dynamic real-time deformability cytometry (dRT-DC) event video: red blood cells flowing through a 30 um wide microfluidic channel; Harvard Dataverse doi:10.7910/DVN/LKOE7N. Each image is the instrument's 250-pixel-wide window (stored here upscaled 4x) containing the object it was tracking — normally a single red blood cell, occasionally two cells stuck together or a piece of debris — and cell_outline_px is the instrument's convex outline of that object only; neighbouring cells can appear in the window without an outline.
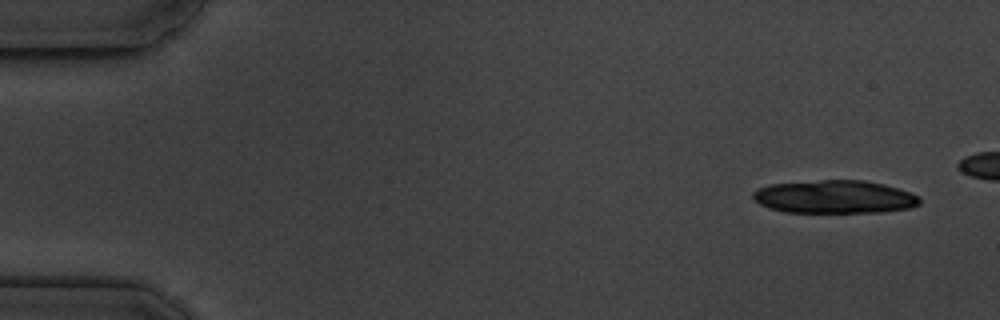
{"species": "common noctule bat (a hibernating species)", "species_latin": "Nyctalus noctula", "temperature_condition": "cold", "stored_images_in_passage": 7, "camera_frame_rate_fps": 3000, "um_per_image_px": 0.085, "animal": {"sex": "male", "body_mass_g": 19.5, "forearm_length_mm": 54.6}, "frame": {"image": 1, "passage_image": 1, "time_ms": 0.0, "image_size_px": [1000, 320], "cell_outline_px": [[920, 204], [912, 208], [880, 212], [784, 212], [768, 208], [760, 204], [752, 196], [752, 192], [760, 188], [772, 184], [820, 180], [864, 180], [884, 184], [920, 196]], "centroid_in_image_um": [70.96, 16.74], "position_along_channel_um": 14.0, "area_um2": 32.08}}